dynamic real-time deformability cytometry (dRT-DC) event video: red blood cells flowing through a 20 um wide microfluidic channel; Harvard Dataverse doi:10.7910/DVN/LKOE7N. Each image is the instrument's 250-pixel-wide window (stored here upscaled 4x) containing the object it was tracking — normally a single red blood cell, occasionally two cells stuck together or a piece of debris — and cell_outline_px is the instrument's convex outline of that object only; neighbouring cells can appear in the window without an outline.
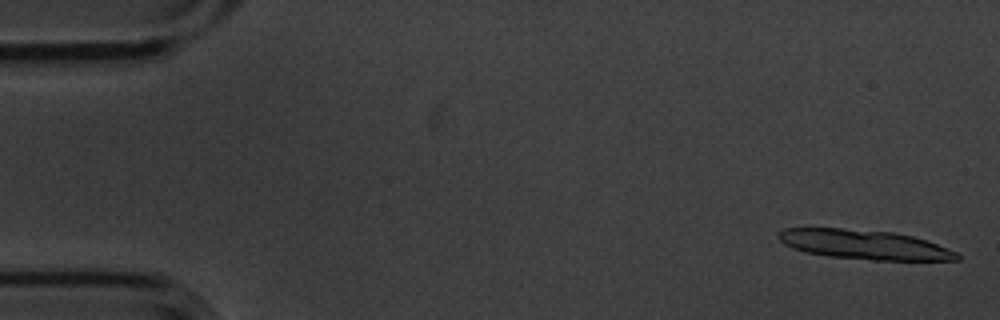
{"species": "common noctule bat (a hibernating species)", "species_latin": "Nyctalus noctula", "temperature_condition": "cold", "stored_images_in_passage": 8, "camera_frame_rate_fps": 3000, "um_per_image_px": 0.085, "animal": {"sex": "male", "body_mass_g": 20.1, "forearm_length_mm": 53.5}, "frame": {"image": 1, "passage_image": 1, "time_ms": 0.0, "image_size_px": [1000, 320], "cell_outline_px": [[960, 260], [872, 260], [828, 256], [808, 252], [792, 248], [784, 244], [776, 236], [776, 232], [784, 228], [840, 228], [892, 232], [912, 236], [928, 240], [956, 252], [960, 256]], "centroid_in_image_um": [73.44, 20.78], "position_along_channel_um": 11.6, "area_um2": 30.63}}
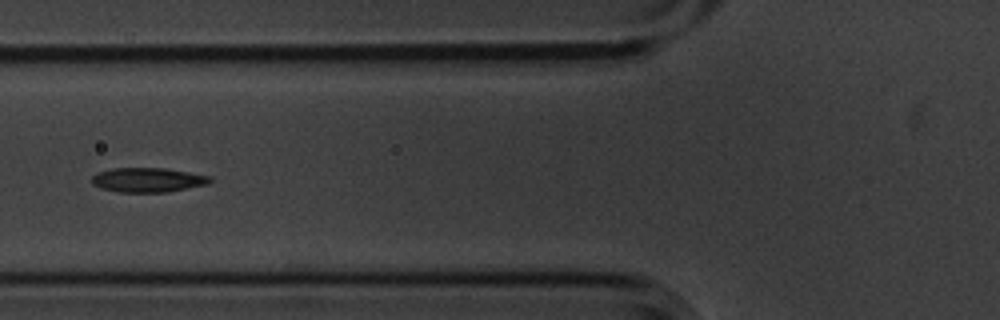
{"frame": {"image": 2, "passage_image": 6, "time_ms": 1.667, "image_size_px": [1000, 320], "cell_outline_px": [[212, 180], [208, 184], [168, 192], [120, 192], [100, 188], [92, 184], [92, 176], [96, 172], [112, 168], [164, 168], [212, 176]], "centroid_in_image_um": [12.56, 15.29], "position_along_channel_um": 113.2, "area_um2": 16.94}}
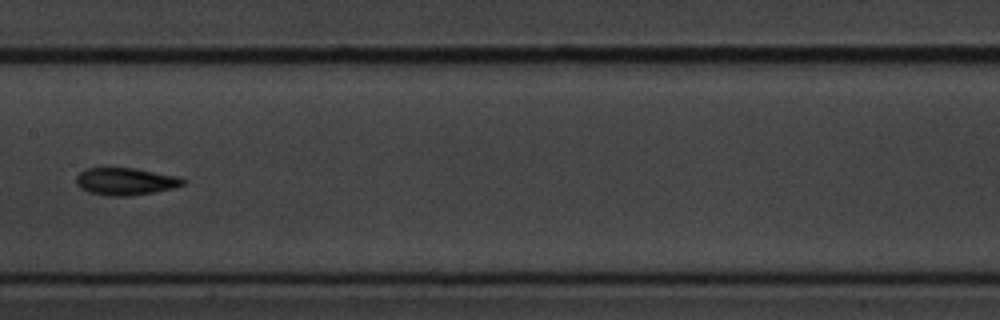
{"frame": {"image": 3, "passage_image": 8, "time_ms": 2.333, "image_size_px": [1000, 320], "cell_outline_px": [[184, 184], [172, 188], [156, 192], [132, 196], [108, 196], [88, 192], [80, 188], [76, 184], [76, 176], [84, 168], [136, 168], [180, 176], [184, 180]], "centroid_in_image_um": [10.66, 15.42], "position_along_channel_um": 196.7, "area_um2": 17.22}}